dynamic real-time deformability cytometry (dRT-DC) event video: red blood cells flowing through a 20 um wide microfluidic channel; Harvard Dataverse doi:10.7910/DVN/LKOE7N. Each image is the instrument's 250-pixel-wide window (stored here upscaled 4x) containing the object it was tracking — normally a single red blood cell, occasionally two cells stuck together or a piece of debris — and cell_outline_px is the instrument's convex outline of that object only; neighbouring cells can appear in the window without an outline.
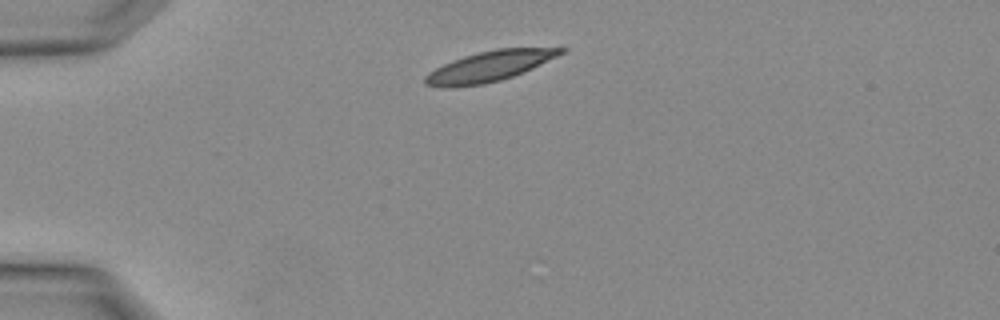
{"species": "Egyptian fruit bat (a non-hibernating species)", "species_latin": "Rousettus aegyptiacus", "temperature_condition": "warm", "stored_images_in_passage": 1, "camera_frame_rate_fps": 3000, "um_per_image_px": 0.085, "animal": {"sex": "female"}, "frame": {"image": 1, "passage_image": 1, "time_ms": 0.0, "image_size_px": [1000, 320], "cell_outline_px": [[568, 48], [564, 52], [532, 68], [512, 76], [500, 80], [484, 84], [452, 88], [440, 88], [424, 84], [424, 76], [428, 72], [452, 60], [464, 56], [496, 48]], "centroid_in_image_um": [41.51, 5.66], "position_along_channel_um": 43.5, "area_um2": 23.81}}